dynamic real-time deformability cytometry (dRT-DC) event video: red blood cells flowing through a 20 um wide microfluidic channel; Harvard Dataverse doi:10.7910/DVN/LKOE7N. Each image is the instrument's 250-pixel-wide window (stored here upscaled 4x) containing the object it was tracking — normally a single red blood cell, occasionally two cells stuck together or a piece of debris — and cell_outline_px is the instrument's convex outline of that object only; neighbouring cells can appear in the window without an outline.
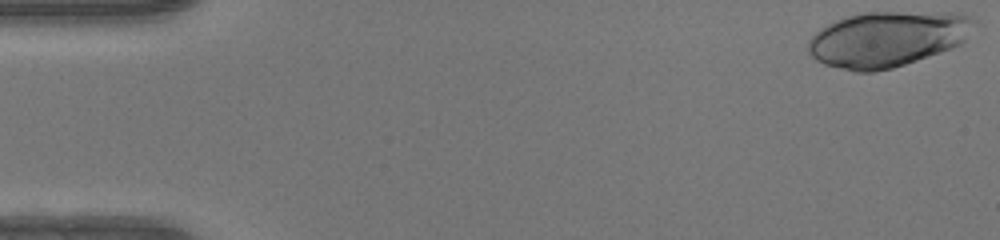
{"species": "human", "species_latin": "Homo sapiens", "temperature_condition": "warm", "stored_images_in_passage": 48, "camera_frame_rate_fps": 3000, "um_per_image_px": 0.085, "donor": {"sex": "female"}, "frame": {"image": 1, "passage_image": 1, "time_ms": 0.0, "image_size_px": [1000, 240], "cell_outline_px": [[976, 20], [964, 40], [960, 44], [952, 48], [892, 68], [872, 72], [856, 72], [824, 64], [816, 60], [808, 52], [808, 40], [820, 28], [836, 20], [848, 16], [864, 12], [952, 12], [968, 16]], "centroid_in_image_um": [75.4, 3.31], "position_along_channel_um": 9.6, "area_um2": 53.41}}
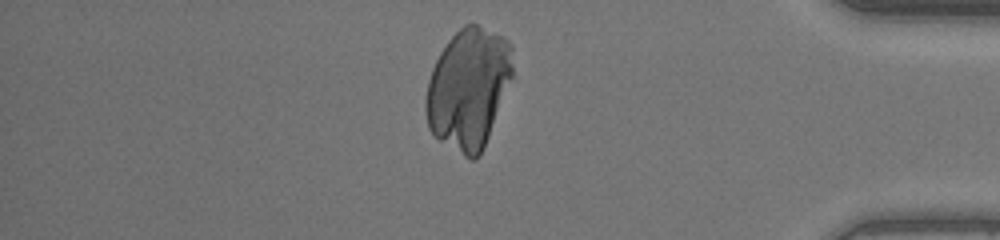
{"frame": {"image": 2, "passage_image": 41, "time_ms": 13.333, "image_size_px": [1000, 240], "cell_outline_px": [[512, 76], [484, 148], [480, 156], [476, 160], [472, 160], [464, 156], [432, 136], [428, 128], [424, 108], [424, 104], [428, 80], [432, 68], [440, 52], [448, 40], [464, 24], [472, 20], [508, 40], [512, 44]], "centroid_in_image_um": [39.79, 7.51], "position_along_channel_um": 395.4, "area_um2": 61.44}}
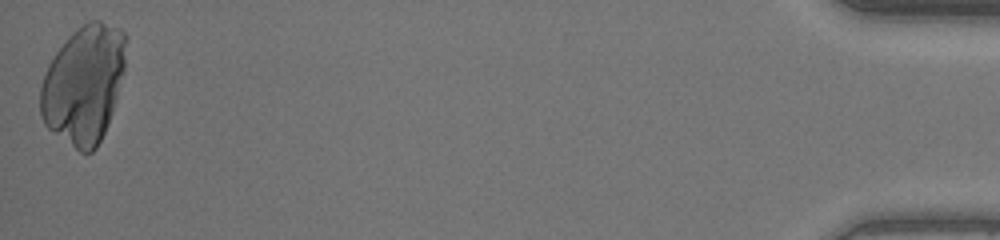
{"frame": {"image": 3, "passage_image": 48, "time_ms": 15.667, "image_size_px": [1000, 240], "cell_outline_px": [[128, 40], [124, 72], [112, 112], [104, 132], [96, 148], [92, 152], [80, 152], [48, 128], [44, 124], [40, 116], [40, 88], [48, 64], [56, 52], [68, 36], [72, 32], [88, 20], [100, 20], [120, 28], [128, 36]], "centroid_in_image_um": [7.14, 7.13], "position_along_channel_um": 428.1, "area_um2": 59.13}}